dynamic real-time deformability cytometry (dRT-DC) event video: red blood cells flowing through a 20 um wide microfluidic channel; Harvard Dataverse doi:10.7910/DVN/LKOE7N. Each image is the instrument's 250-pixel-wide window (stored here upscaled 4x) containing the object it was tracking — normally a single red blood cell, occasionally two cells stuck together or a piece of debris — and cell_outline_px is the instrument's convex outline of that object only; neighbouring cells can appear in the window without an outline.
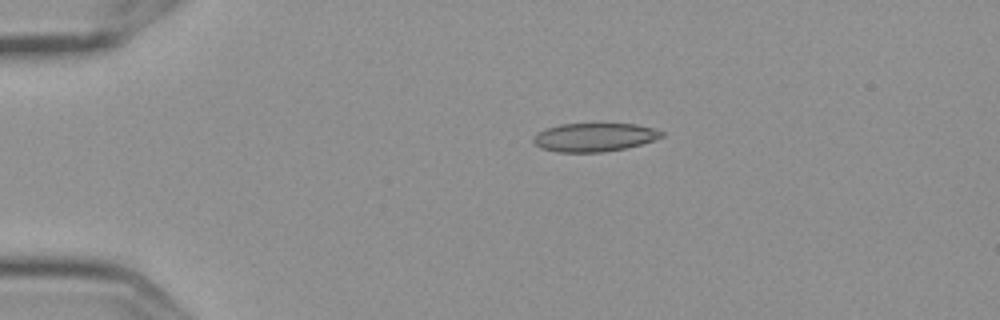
{"species": "Egyptian fruit bat (a non-hibernating species)", "species_latin": "Rousettus aegyptiacus", "temperature_condition": "cold", "stored_images_in_passage": 4, "camera_frame_rate_fps": 3000, "um_per_image_px": 0.085, "frame": {"image": 1, "passage_image": 1, "time_ms": 0.0, "image_size_px": [1000, 320], "cell_outline_px": [[664, 136], [640, 144], [624, 148], [600, 152], [560, 152], [540, 148], [532, 140], [532, 136], [544, 128], [560, 124], [636, 124], [652, 128], [664, 132]], "centroid_in_image_um": [50.46, 11.66], "position_along_channel_um": 34.5, "area_um2": 21.15}}
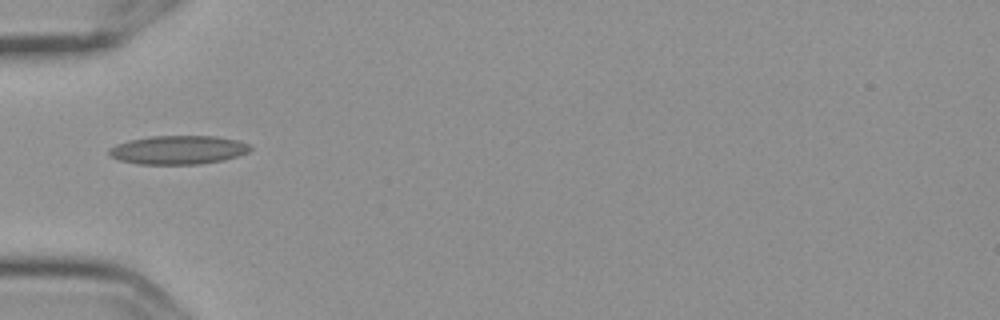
{"frame": {"image": 2, "passage_image": 3, "time_ms": 0.667, "image_size_px": [1000, 320], "cell_outline_px": [[252, 148], [248, 152], [224, 160], [200, 164], [136, 164], [116, 160], [108, 152], [108, 148], [116, 144], [128, 140], [152, 136], [216, 136], [236, 140], [248, 144]], "centroid_in_image_um": [15.1, 12.74], "position_along_channel_um": 69.9, "area_um2": 23.7}}
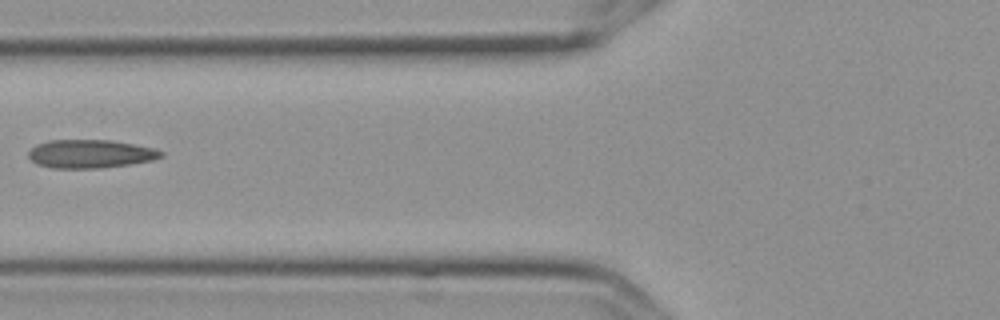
{"frame": {"image": 3, "passage_image": 4, "time_ms": 1.0, "image_size_px": [1000, 320], "cell_outline_px": [[164, 156], [152, 160], [128, 164], [100, 168], [52, 168], [36, 164], [28, 156], [28, 152], [36, 144], [48, 140], [112, 140], [156, 148], [164, 152]], "centroid_in_image_um": [7.68, 13.07], "position_along_channel_um": 118.1, "area_um2": 22.02}}